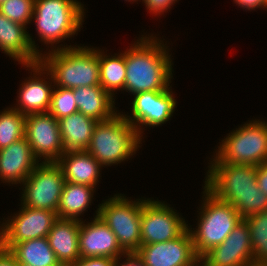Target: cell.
<instances>
[{
	"label": "cell",
	"instance_id": "obj_27",
	"mask_svg": "<svg viewBox=\"0 0 267 266\" xmlns=\"http://www.w3.org/2000/svg\"><path fill=\"white\" fill-rule=\"evenodd\" d=\"M249 230L255 264H267V210L244 218Z\"/></svg>",
	"mask_w": 267,
	"mask_h": 266
},
{
	"label": "cell",
	"instance_id": "obj_9",
	"mask_svg": "<svg viewBox=\"0 0 267 266\" xmlns=\"http://www.w3.org/2000/svg\"><path fill=\"white\" fill-rule=\"evenodd\" d=\"M65 178L56 162L39 163L22 183L23 206L57 213Z\"/></svg>",
	"mask_w": 267,
	"mask_h": 266
},
{
	"label": "cell",
	"instance_id": "obj_13",
	"mask_svg": "<svg viewBox=\"0 0 267 266\" xmlns=\"http://www.w3.org/2000/svg\"><path fill=\"white\" fill-rule=\"evenodd\" d=\"M135 254L145 266H199L200 263L189 228L175 239L141 245Z\"/></svg>",
	"mask_w": 267,
	"mask_h": 266
},
{
	"label": "cell",
	"instance_id": "obj_23",
	"mask_svg": "<svg viewBox=\"0 0 267 266\" xmlns=\"http://www.w3.org/2000/svg\"><path fill=\"white\" fill-rule=\"evenodd\" d=\"M32 77L22 84L18 96L19 107L17 105V108H14L23 115L46 113L51 104V86L54 85H48V82L40 77Z\"/></svg>",
	"mask_w": 267,
	"mask_h": 266
},
{
	"label": "cell",
	"instance_id": "obj_21",
	"mask_svg": "<svg viewBox=\"0 0 267 266\" xmlns=\"http://www.w3.org/2000/svg\"><path fill=\"white\" fill-rule=\"evenodd\" d=\"M97 122L79 111L59 119L64 152L87 150Z\"/></svg>",
	"mask_w": 267,
	"mask_h": 266
},
{
	"label": "cell",
	"instance_id": "obj_30",
	"mask_svg": "<svg viewBox=\"0 0 267 266\" xmlns=\"http://www.w3.org/2000/svg\"><path fill=\"white\" fill-rule=\"evenodd\" d=\"M35 0H6L0 5V13L13 22L26 26L32 21Z\"/></svg>",
	"mask_w": 267,
	"mask_h": 266
},
{
	"label": "cell",
	"instance_id": "obj_26",
	"mask_svg": "<svg viewBox=\"0 0 267 266\" xmlns=\"http://www.w3.org/2000/svg\"><path fill=\"white\" fill-rule=\"evenodd\" d=\"M103 54L98 50L100 86L114 97V90H120L121 88L124 90L126 77L125 52L113 57Z\"/></svg>",
	"mask_w": 267,
	"mask_h": 266
},
{
	"label": "cell",
	"instance_id": "obj_38",
	"mask_svg": "<svg viewBox=\"0 0 267 266\" xmlns=\"http://www.w3.org/2000/svg\"><path fill=\"white\" fill-rule=\"evenodd\" d=\"M6 0H0V5L3 3V2H5Z\"/></svg>",
	"mask_w": 267,
	"mask_h": 266
},
{
	"label": "cell",
	"instance_id": "obj_35",
	"mask_svg": "<svg viewBox=\"0 0 267 266\" xmlns=\"http://www.w3.org/2000/svg\"><path fill=\"white\" fill-rule=\"evenodd\" d=\"M239 6H241L243 9L246 8L248 10H254L257 8H260L264 6L267 8V0H234Z\"/></svg>",
	"mask_w": 267,
	"mask_h": 266
},
{
	"label": "cell",
	"instance_id": "obj_29",
	"mask_svg": "<svg viewBox=\"0 0 267 266\" xmlns=\"http://www.w3.org/2000/svg\"><path fill=\"white\" fill-rule=\"evenodd\" d=\"M78 111L73 89L58 87L53 89L51 95V104L48 112L59 120Z\"/></svg>",
	"mask_w": 267,
	"mask_h": 266
},
{
	"label": "cell",
	"instance_id": "obj_10",
	"mask_svg": "<svg viewBox=\"0 0 267 266\" xmlns=\"http://www.w3.org/2000/svg\"><path fill=\"white\" fill-rule=\"evenodd\" d=\"M188 225L166 204L143 200L141 212V245L160 243L180 236Z\"/></svg>",
	"mask_w": 267,
	"mask_h": 266
},
{
	"label": "cell",
	"instance_id": "obj_24",
	"mask_svg": "<svg viewBox=\"0 0 267 266\" xmlns=\"http://www.w3.org/2000/svg\"><path fill=\"white\" fill-rule=\"evenodd\" d=\"M9 252L19 265L62 266L51 249L47 237L16 243Z\"/></svg>",
	"mask_w": 267,
	"mask_h": 266
},
{
	"label": "cell",
	"instance_id": "obj_33",
	"mask_svg": "<svg viewBox=\"0 0 267 266\" xmlns=\"http://www.w3.org/2000/svg\"><path fill=\"white\" fill-rule=\"evenodd\" d=\"M257 168V184L259 189L267 195V162L256 166Z\"/></svg>",
	"mask_w": 267,
	"mask_h": 266
},
{
	"label": "cell",
	"instance_id": "obj_22",
	"mask_svg": "<svg viewBox=\"0 0 267 266\" xmlns=\"http://www.w3.org/2000/svg\"><path fill=\"white\" fill-rule=\"evenodd\" d=\"M73 95L78 111L96 121L110 119L117 113L114 98L100 85L74 88Z\"/></svg>",
	"mask_w": 267,
	"mask_h": 266
},
{
	"label": "cell",
	"instance_id": "obj_28",
	"mask_svg": "<svg viewBox=\"0 0 267 266\" xmlns=\"http://www.w3.org/2000/svg\"><path fill=\"white\" fill-rule=\"evenodd\" d=\"M26 115L13 108L0 113V149L25 137Z\"/></svg>",
	"mask_w": 267,
	"mask_h": 266
},
{
	"label": "cell",
	"instance_id": "obj_7",
	"mask_svg": "<svg viewBox=\"0 0 267 266\" xmlns=\"http://www.w3.org/2000/svg\"><path fill=\"white\" fill-rule=\"evenodd\" d=\"M213 161L253 166L267 162V123L254 120L229 133Z\"/></svg>",
	"mask_w": 267,
	"mask_h": 266
},
{
	"label": "cell",
	"instance_id": "obj_8",
	"mask_svg": "<svg viewBox=\"0 0 267 266\" xmlns=\"http://www.w3.org/2000/svg\"><path fill=\"white\" fill-rule=\"evenodd\" d=\"M114 195L97 209V215L113 231L121 248L136 253L141 246V212L143 200L129 201Z\"/></svg>",
	"mask_w": 267,
	"mask_h": 266
},
{
	"label": "cell",
	"instance_id": "obj_36",
	"mask_svg": "<svg viewBox=\"0 0 267 266\" xmlns=\"http://www.w3.org/2000/svg\"><path fill=\"white\" fill-rule=\"evenodd\" d=\"M126 257L124 264L118 265L119 261L116 259L114 266H141V259L135 253L126 254Z\"/></svg>",
	"mask_w": 267,
	"mask_h": 266
},
{
	"label": "cell",
	"instance_id": "obj_25",
	"mask_svg": "<svg viewBox=\"0 0 267 266\" xmlns=\"http://www.w3.org/2000/svg\"><path fill=\"white\" fill-rule=\"evenodd\" d=\"M94 187L65 181L60 196L57 216L59 219H75L91 204Z\"/></svg>",
	"mask_w": 267,
	"mask_h": 266
},
{
	"label": "cell",
	"instance_id": "obj_37",
	"mask_svg": "<svg viewBox=\"0 0 267 266\" xmlns=\"http://www.w3.org/2000/svg\"><path fill=\"white\" fill-rule=\"evenodd\" d=\"M249 266H267V264H255V263H253L252 265H249Z\"/></svg>",
	"mask_w": 267,
	"mask_h": 266
},
{
	"label": "cell",
	"instance_id": "obj_19",
	"mask_svg": "<svg viewBox=\"0 0 267 266\" xmlns=\"http://www.w3.org/2000/svg\"><path fill=\"white\" fill-rule=\"evenodd\" d=\"M79 228L80 220L58 218L47 235L49 245L62 266L80 258Z\"/></svg>",
	"mask_w": 267,
	"mask_h": 266
},
{
	"label": "cell",
	"instance_id": "obj_5",
	"mask_svg": "<svg viewBox=\"0 0 267 266\" xmlns=\"http://www.w3.org/2000/svg\"><path fill=\"white\" fill-rule=\"evenodd\" d=\"M204 203L200 211L198 228L192 231L194 250L201 258L211 248L220 245L243 219L229 203L216 198L204 187Z\"/></svg>",
	"mask_w": 267,
	"mask_h": 266
},
{
	"label": "cell",
	"instance_id": "obj_17",
	"mask_svg": "<svg viewBox=\"0 0 267 266\" xmlns=\"http://www.w3.org/2000/svg\"><path fill=\"white\" fill-rule=\"evenodd\" d=\"M26 30V26L13 22L0 13V49L24 67L38 63L43 54L39 53L35 41Z\"/></svg>",
	"mask_w": 267,
	"mask_h": 266
},
{
	"label": "cell",
	"instance_id": "obj_32",
	"mask_svg": "<svg viewBox=\"0 0 267 266\" xmlns=\"http://www.w3.org/2000/svg\"><path fill=\"white\" fill-rule=\"evenodd\" d=\"M147 9L153 14H161L166 12L177 0H143Z\"/></svg>",
	"mask_w": 267,
	"mask_h": 266
},
{
	"label": "cell",
	"instance_id": "obj_1",
	"mask_svg": "<svg viewBox=\"0 0 267 266\" xmlns=\"http://www.w3.org/2000/svg\"><path fill=\"white\" fill-rule=\"evenodd\" d=\"M205 188L221 201L231 204L246 218L267 210V195L257 184V168L249 164L211 161Z\"/></svg>",
	"mask_w": 267,
	"mask_h": 266
},
{
	"label": "cell",
	"instance_id": "obj_16",
	"mask_svg": "<svg viewBox=\"0 0 267 266\" xmlns=\"http://www.w3.org/2000/svg\"><path fill=\"white\" fill-rule=\"evenodd\" d=\"M79 252L80 258L108 257L115 260L127 254L113 231L98 215L88 224L80 220Z\"/></svg>",
	"mask_w": 267,
	"mask_h": 266
},
{
	"label": "cell",
	"instance_id": "obj_12",
	"mask_svg": "<svg viewBox=\"0 0 267 266\" xmlns=\"http://www.w3.org/2000/svg\"><path fill=\"white\" fill-rule=\"evenodd\" d=\"M25 138L35 157H43L44 163L56 162L64 153L58 120L49 112L26 115Z\"/></svg>",
	"mask_w": 267,
	"mask_h": 266
},
{
	"label": "cell",
	"instance_id": "obj_15",
	"mask_svg": "<svg viewBox=\"0 0 267 266\" xmlns=\"http://www.w3.org/2000/svg\"><path fill=\"white\" fill-rule=\"evenodd\" d=\"M169 89L134 94L131 114L133 116L125 115L124 118L136 128L140 137H142L140 125L159 126L172 116L176 100Z\"/></svg>",
	"mask_w": 267,
	"mask_h": 266
},
{
	"label": "cell",
	"instance_id": "obj_31",
	"mask_svg": "<svg viewBox=\"0 0 267 266\" xmlns=\"http://www.w3.org/2000/svg\"><path fill=\"white\" fill-rule=\"evenodd\" d=\"M115 259L108 257L79 258L75 263L68 266H114Z\"/></svg>",
	"mask_w": 267,
	"mask_h": 266
},
{
	"label": "cell",
	"instance_id": "obj_20",
	"mask_svg": "<svg viewBox=\"0 0 267 266\" xmlns=\"http://www.w3.org/2000/svg\"><path fill=\"white\" fill-rule=\"evenodd\" d=\"M65 181L95 187L102 165L87 151H68L56 161Z\"/></svg>",
	"mask_w": 267,
	"mask_h": 266
},
{
	"label": "cell",
	"instance_id": "obj_11",
	"mask_svg": "<svg viewBox=\"0 0 267 266\" xmlns=\"http://www.w3.org/2000/svg\"><path fill=\"white\" fill-rule=\"evenodd\" d=\"M57 219L56 212L22 206L11 221L2 224L0 246L9 250L16 243L47 237Z\"/></svg>",
	"mask_w": 267,
	"mask_h": 266
},
{
	"label": "cell",
	"instance_id": "obj_3",
	"mask_svg": "<svg viewBox=\"0 0 267 266\" xmlns=\"http://www.w3.org/2000/svg\"><path fill=\"white\" fill-rule=\"evenodd\" d=\"M51 51L47 56L41 55L38 63L26 67L40 76L42 71H47L58 87L74 89L100 85L98 50L64 45Z\"/></svg>",
	"mask_w": 267,
	"mask_h": 266
},
{
	"label": "cell",
	"instance_id": "obj_4",
	"mask_svg": "<svg viewBox=\"0 0 267 266\" xmlns=\"http://www.w3.org/2000/svg\"><path fill=\"white\" fill-rule=\"evenodd\" d=\"M120 114L98 121L93 130L87 151L102 166L121 163L140 147L142 138L136 128Z\"/></svg>",
	"mask_w": 267,
	"mask_h": 266
},
{
	"label": "cell",
	"instance_id": "obj_6",
	"mask_svg": "<svg viewBox=\"0 0 267 266\" xmlns=\"http://www.w3.org/2000/svg\"><path fill=\"white\" fill-rule=\"evenodd\" d=\"M81 5L77 0H35L32 18L40 39L53 45L74 36L84 18Z\"/></svg>",
	"mask_w": 267,
	"mask_h": 266
},
{
	"label": "cell",
	"instance_id": "obj_2",
	"mask_svg": "<svg viewBox=\"0 0 267 266\" xmlns=\"http://www.w3.org/2000/svg\"><path fill=\"white\" fill-rule=\"evenodd\" d=\"M141 37L125 51L126 77L124 90L137 94L164 91L170 87L172 60L164 44L154 37Z\"/></svg>",
	"mask_w": 267,
	"mask_h": 266
},
{
	"label": "cell",
	"instance_id": "obj_34",
	"mask_svg": "<svg viewBox=\"0 0 267 266\" xmlns=\"http://www.w3.org/2000/svg\"><path fill=\"white\" fill-rule=\"evenodd\" d=\"M0 266H19L15 257L0 246Z\"/></svg>",
	"mask_w": 267,
	"mask_h": 266
},
{
	"label": "cell",
	"instance_id": "obj_14",
	"mask_svg": "<svg viewBox=\"0 0 267 266\" xmlns=\"http://www.w3.org/2000/svg\"><path fill=\"white\" fill-rule=\"evenodd\" d=\"M200 262V266L252 265L253 250L246 221L242 219L220 245L211 248L200 258Z\"/></svg>",
	"mask_w": 267,
	"mask_h": 266
},
{
	"label": "cell",
	"instance_id": "obj_18",
	"mask_svg": "<svg viewBox=\"0 0 267 266\" xmlns=\"http://www.w3.org/2000/svg\"><path fill=\"white\" fill-rule=\"evenodd\" d=\"M38 162L30 144L23 137L0 149V178L4 182L21 184L39 164Z\"/></svg>",
	"mask_w": 267,
	"mask_h": 266
}]
</instances>
